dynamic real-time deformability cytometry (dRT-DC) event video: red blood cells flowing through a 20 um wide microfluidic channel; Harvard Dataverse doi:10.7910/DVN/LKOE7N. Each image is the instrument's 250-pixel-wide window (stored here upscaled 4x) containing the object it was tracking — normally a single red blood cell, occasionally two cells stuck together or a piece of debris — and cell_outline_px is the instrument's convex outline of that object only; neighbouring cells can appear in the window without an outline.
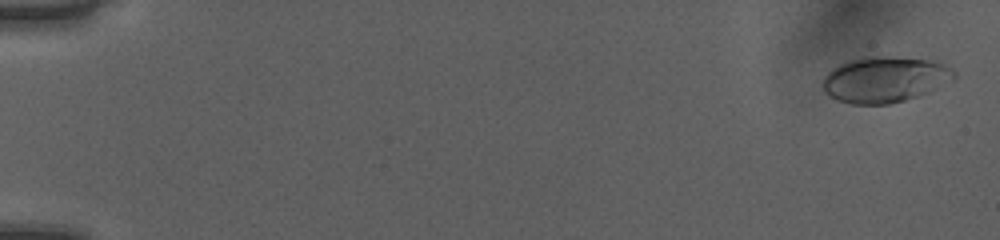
{"species": "human", "species_latin": "Homo sapiens", "temperature_condition": "room temperature", "stored_images_in_passage": 52, "camera_frame_rate_fps": 3000, "um_per_image_px": 0.085, "donor": {"sex": "female"}, "frame": {"image": 1, "passage_image": 2, "time_ms": 0.333, "image_size_px": [1000, 240], "cell_outline_px": [[956, 80], [920, 96], [888, 104], [852, 104], [836, 100], [824, 92], [824, 76], [832, 68], [848, 60], [868, 56], [884, 56], [928, 60], [944, 64], [952, 68], [956, 72]], "centroid_in_image_um": [75.25, 6.76], "position_along_channel_um": 9.8, "area_um2": 35.32}}
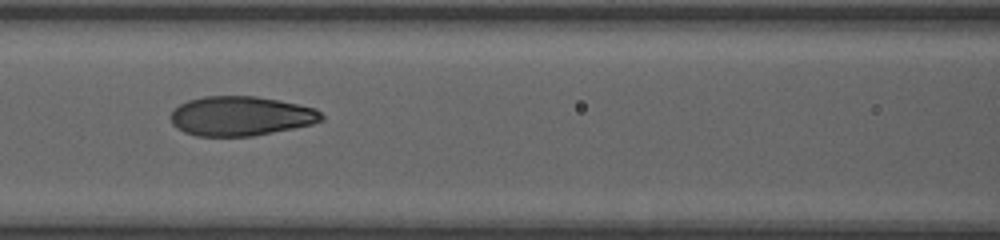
{"frame": {"image": 2, "passage_image": 25, "time_ms": 8.0, "image_size_px": [1000, 240], "cell_outline_px": [[324, 120], [312, 124], [252, 136], [196, 136], [184, 132], [176, 128], [172, 124], [168, 116], [180, 104], [188, 100], [204, 96], [256, 96], [316, 108], [324, 116]], "centroid_in_image_um": [20.43, 9.86], "position_along_channel_um": 146.2, "area_um2": 34.68}}
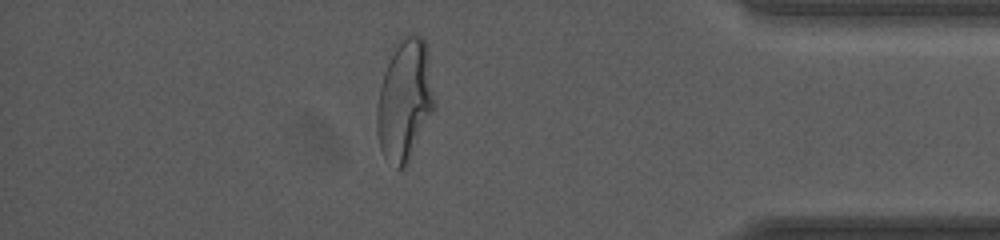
{"frame": {"image": 3, "passage_image": 46, "time_ms": 15.0, "image_size_px": [1000, 240], "cell_outline_px": [[432, 108], [408, 164], [400, 172], [384, 156], [380, 148], [376, 132], [376, 108], [380, 84], [384, 72], [400, 36], [408, 32], [416, 32], [424, 40], [428, 52], [432, 96]], "centroid_in_image_um": [34.34, 8.5], "position_along_channel_um": 400.9, "area_um2": 40.06}, "authors_computed_cell_mechanics": {"area_um2": 35.0557, "velocity_mm_per_s": 4.041, "shape_relaxation_time_tau1_ms": 6.5504, "shape_relaxation_time_tau2_ms": null, "deformation_change_tau1": 0.2357, "deformation_change_tau2": null}}